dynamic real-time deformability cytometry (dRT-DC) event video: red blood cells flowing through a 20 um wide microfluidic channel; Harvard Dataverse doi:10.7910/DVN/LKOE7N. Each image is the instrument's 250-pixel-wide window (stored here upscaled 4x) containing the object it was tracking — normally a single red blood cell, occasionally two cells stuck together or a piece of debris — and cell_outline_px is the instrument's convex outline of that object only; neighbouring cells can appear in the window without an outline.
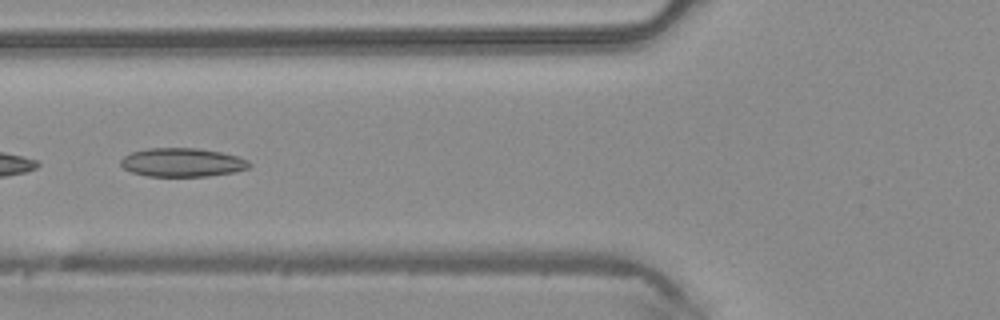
{"species": "common noctule bat (a hibernating species)", "species_latin": "Nyctalus noctula", "temperature_condition": "warm", "stored_images_in_passage": 12, "camera_frame_rate_fps": 3000, "um_per_image_px": 0.085, "animal": {"sex": "male", "body_mass_g": 20.4}, "frame": {"image": 1, "passage_image": 9, "time_ms": 2.667, "image_size_px": [1000, 320], "cell_outline_px": [[252, 164], [248, 168], [236, 172], [208, 176], [148, 176], [132, 172], [124, 168], [120, 164], [120, 160], [124, 156], [132, 152], [148, 148], [196, 148], [220, 152], [236, 156], [248, 160]], "centroid_in_image_um": [15.5, 13.81], "position_along_channel_um": 110.3, "area_um2": 21.44}}